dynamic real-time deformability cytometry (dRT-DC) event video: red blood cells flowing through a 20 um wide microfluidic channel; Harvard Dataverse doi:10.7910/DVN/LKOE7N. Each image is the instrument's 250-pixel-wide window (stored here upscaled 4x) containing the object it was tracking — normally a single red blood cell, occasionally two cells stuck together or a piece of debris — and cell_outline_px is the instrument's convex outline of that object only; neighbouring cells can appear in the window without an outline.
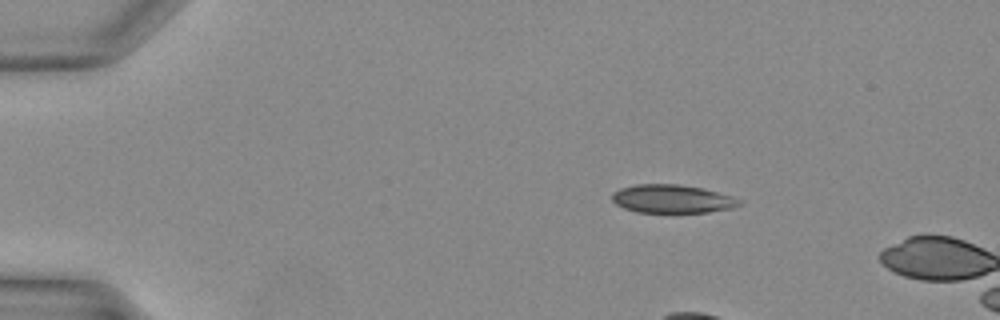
{"species": "Egyptian fruit bat (a non-hibernating species)", "species_latin": "Rousettus aegyptiacus", "temperature_condition": "warm", "stored_images_in_passage": 5, "camera_frame_rate_fps": 3000, "um_per_image_px": 0.085, "animal": {"sex": "female"}, "frame": {"image": 1, "passage_image": 1, "time_ms": 0.0, "image_size_px": [1000, 320], "cell_outline_px": [[740, 204], [732, 208], [708, 212], [636, 212], [624, 208], [616, 204], [612, 200], [612, 192], [620, 188], [636, 184], [680, 184], [704, 188], [732, 196], [740, 200]], "centroid_in_image_um": [57.11, 16.89], "position_along_channel_um": 27.9, "area_um2": 21.04}}